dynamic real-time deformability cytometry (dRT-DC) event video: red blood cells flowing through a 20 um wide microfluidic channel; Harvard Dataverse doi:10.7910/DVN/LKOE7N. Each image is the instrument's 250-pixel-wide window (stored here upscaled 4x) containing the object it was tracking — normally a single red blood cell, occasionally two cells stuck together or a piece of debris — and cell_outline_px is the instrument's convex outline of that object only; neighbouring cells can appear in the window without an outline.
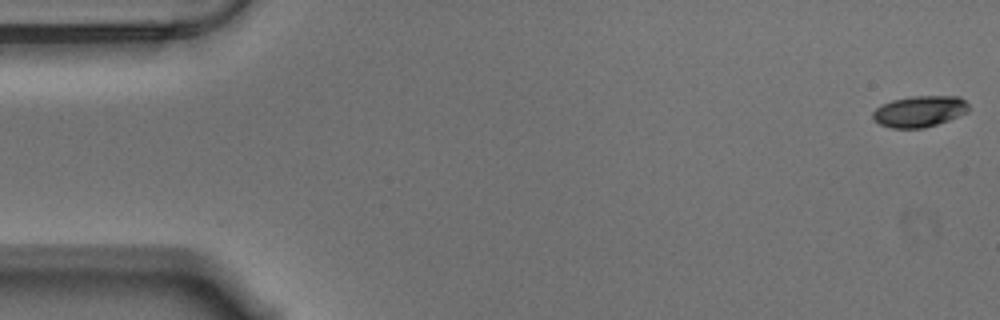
{"species": "Egyptian fruit bat (a non-hibernating species)", "species_latin": "Rousettus aegyptiacus", "temperature_condition": "warm", "stored_images_in_passage": 57, "camera_frame_rate_fps": 3000, "um_per_image_px": 0.085, "animal": {"sex": "male"}, "frame": {"image": 1, "passage_image": 1, "time_ms": 0.0, "image_size_px": [1000, 320], "cell_outline_px": [[968, 112], [948, 120], [924, 128], [892, 128], [880, 124], [872, 116], [872, 112], [880, 104], [892, 100], [912, 96], [960, 96], [968, 104]], "centroid_in_image_um": [78.15, 9.45], "position_along_channel_um": 6.9, "area_um2": 17.4}}
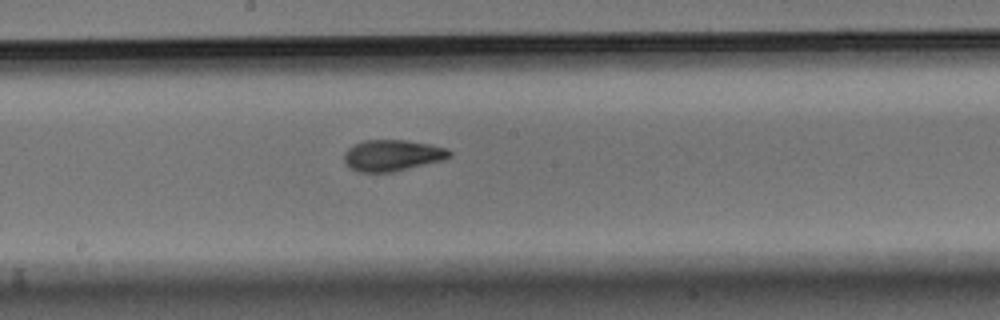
{"frame": {"image": 2, "passage_image": 30, "time_ms": 9.667, "image_size_px": [1000, 320], "cell_outline_px": [[452, 156], [440, 160], [392, 172], [360, 172], [348, 168], [344, 160], [344, 152], [352, 144], [364, 140], [404, 140], [428, 144], [444, 148], [452, 152]], "centroid_in_image_um": [33.27, 13.2], "position_along_channel_um": 214.9, "area_um2": 19.02}}
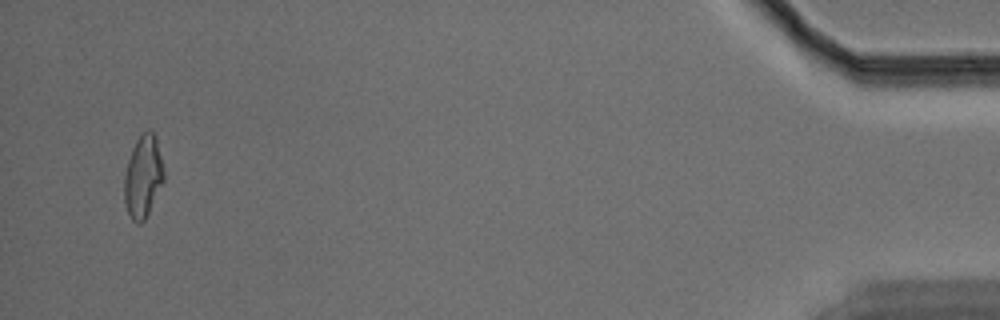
{"frame": {"image": 3, "passage_image": 55, "time_ms": 18.0, "image_size_px": [1000, 320], "cell_outline_px": [[164, 180], [144, 220], [140, 224], [136, 224], [132, 220], [128, 212], [124, 200], [124, 176], [128, 160], [132, 148], [136, 140], [148, 128], [156, 136], [164, 168]], "centroid_in_image_um": [12.16, 14.99], "position_along_channel_um": 423.0, "area_um2": 18.9}, "authors_computed_cell_mechanics": {"area_um2": 18.9006, "velocity_mm_per_s": 3.529, "shape_relaxation_time_tau1_ms": 4.6721, "shape_relaxation_time_tau2_ms": 2.174, "deformation_change_tau1": 0.1591, "deformation_change_tau2": 0.0893}}